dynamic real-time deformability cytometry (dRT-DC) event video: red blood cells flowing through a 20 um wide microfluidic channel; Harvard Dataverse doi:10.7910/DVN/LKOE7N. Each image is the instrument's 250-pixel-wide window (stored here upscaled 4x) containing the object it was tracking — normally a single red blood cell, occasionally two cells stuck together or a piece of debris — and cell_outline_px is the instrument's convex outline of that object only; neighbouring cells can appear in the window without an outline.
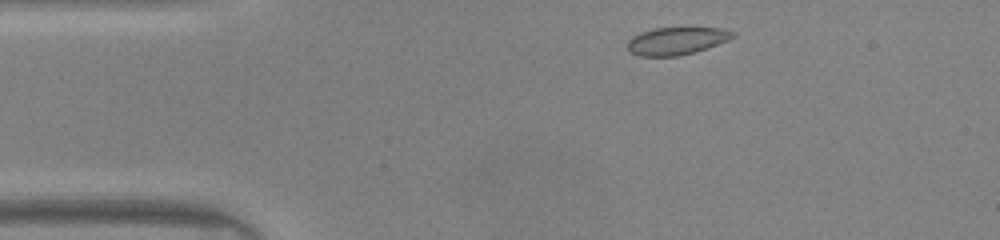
{"species": "common noctule bat (a hibernating species)", "species_latin": "Nyctalus noctula", "temperature_condition": "warm", "stored_images_in_passage": 42, "camera_frame_rate_fps": 3000, "um_per_image_px": 0.085, "animal": {"sex": "male", "body_mass_g": 20.0, "forearm_length_mm": 53.3}, "frame": {"image": 1, "passage_image": 2, "time_ms": 0.333, "image_size_px": [1000, 240], "cell_outline_px": [[736, 36], [728, 40], [708, 48], [696, 52], [676, 56], [640, 56], [628, 52], [628, 40], [632, 36], [640, 32], [652, 28], [724, 28], [736, 32]], "centroid_in_image_um": [57.51, 3.47], "position_along_channel_um": 27.5, "area_um2": 17.11}}
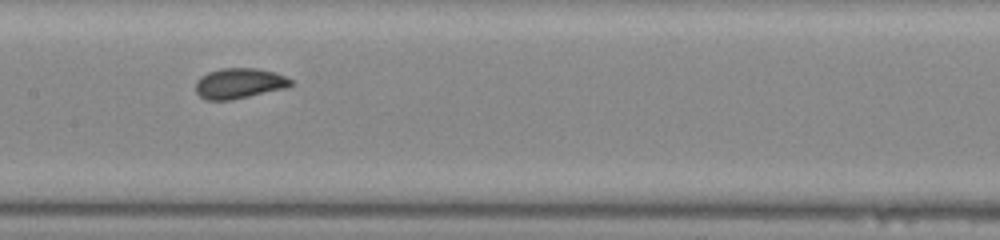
{"frame": {"image": 2, "passage_image": 17, "time_ms": 5.333, "image_size_px": [1000, 240], "cell_outline_px": [[292, 84], [288, 88], [232, 100], [204, 100], [196, 92], [196, 80], [200, 76], [208, 72], [224, 68], [256, 68], [276, 72], [292, 80]], "centroid_in_image_um": [20.34, 7.09], "position_along_channel_um": 187.1, "area_um2": 17.05}}
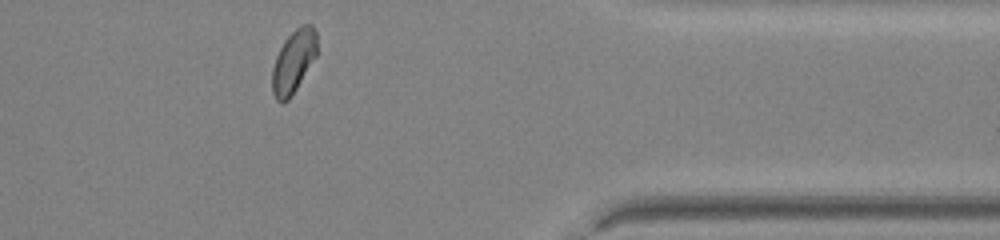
{"frame": {"image": 3, "passage_image": 33, "time_ms": 10.667, "image_size_px": [1000, 240], "cell_outline_px": [[316, 56], [292, 96], [288, 100], [280, 104], [276, 100], [272, 92], [272, 68], [276, 56], [284, 40], [300, 24], [312, 24], [316, 32]], "centroid_in_image_um": [24.93, 5.24], "position_along_channel_um": 386.5, "area_um2": 16.47}, "authors_computed_cell_mechanics": {"area_um2": 16.8776, "velocity_mm_per_s": 4.1603, "shape_relaxation_time_tau1_ms": 3.1626, "shape_relaxation_time_tau2_ms": null, "deformation_change_tau1": 0.0866, "deformation_change_tau2": null}}